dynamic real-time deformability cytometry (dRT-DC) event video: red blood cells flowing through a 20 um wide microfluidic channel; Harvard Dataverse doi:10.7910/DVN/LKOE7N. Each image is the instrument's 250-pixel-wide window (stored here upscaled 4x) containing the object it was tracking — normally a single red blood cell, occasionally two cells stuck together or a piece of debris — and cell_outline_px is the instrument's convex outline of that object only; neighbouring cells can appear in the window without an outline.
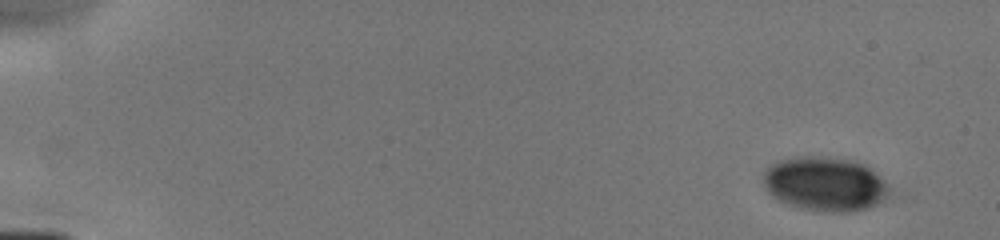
{"species": "human", "species_latin": "Homo sapiens", "temperature_condition": "cold", "stored_images_in_passage": 6, "camera_frame_rate_fps": 3000, "um_per_image_px": 0.085, "donor": {"sex": "male"}, "frame": {"image": 1, "passage_image": 1, "time_ms": 0.0, "image_size_px": [1000, 240], "cell_outline_px": [[892, 188], [888, 196], [884, 200], [868, 208], [848, 212], [832, 212], [804, 208], [788, 204], [776, 200], [768, 192], [764, 184], [764, 172], [772, 164], [780, 160], [804, 156], [812, 156], [852, 160], [868, 168], [884, 180]], "centroid_in_image_um": [70.14, 15.65], "position_along_channel_um": 14.9, "area_um2": 39.42}}
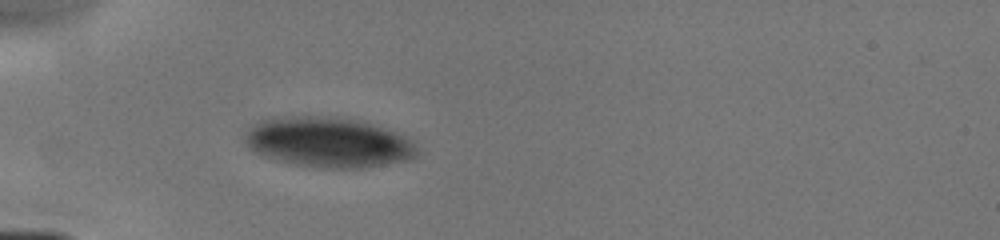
{"frame": {"image": 2, "passage_image": 6, "time_ms": 4.333, "image_size_px": [1000, 240], "cell_outline_px": [[420, 152], [416, 156], [408, 160], [364, 168], [324, 168], [292, 164], [264, 156], [256, 152], [244, 140], [244, 136], [248, 128], [260, 120], [272, 116], [332, 116], [360, 120], [376, 124], [408, 136]], "centroid_in_image_um": [27.94, 12.07], "position_along_channel_um": 57.1, "area_um2": 50.98}}